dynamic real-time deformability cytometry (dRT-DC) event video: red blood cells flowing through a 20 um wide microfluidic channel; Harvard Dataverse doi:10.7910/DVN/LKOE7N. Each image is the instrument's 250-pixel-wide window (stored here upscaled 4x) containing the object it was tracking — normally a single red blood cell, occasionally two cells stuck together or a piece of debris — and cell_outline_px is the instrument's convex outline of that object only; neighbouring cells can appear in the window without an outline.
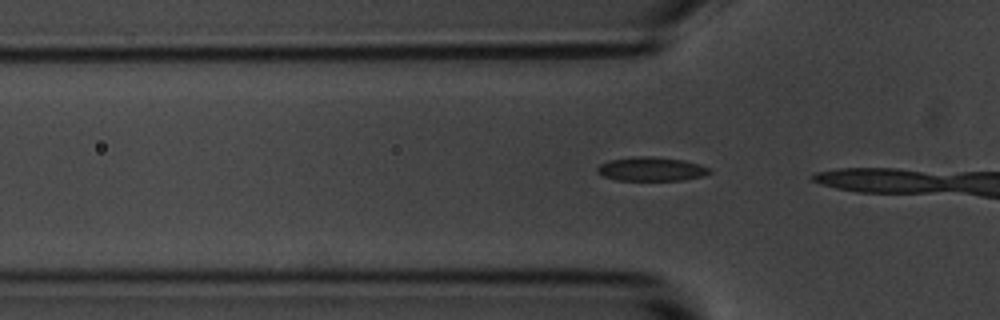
{"species": "common noctule bat (a hibernating species)", "species_latin": "Nyctalus noctula", "temperature_condition": "room temperature", "stored_images_in_passage": 9, "camera_frame_rate_fps": 3000, "um_per_image_px": 0.085, "animal": {"sex": "male", "body_mass_g": 20.1, "forearm_length_mm": 53.5}, "frame": {"image": 1, "passage_image": 7, "time_ms": 2.0, "image_size_px": [1000, 320], "cell_outline_px": [[712, 172], [704, 176], [684, 180], [616, 180], [604, 176], [596, 172], [596, 168], [600, 164], [608, 160], [632, 156], [652, 156], [684, 160], [700, 164], [708, 168]], "centroid_in_image_um": [55.35, 14.36], "position_along_channel_um": 70.5, "area_um2": 15.84}}